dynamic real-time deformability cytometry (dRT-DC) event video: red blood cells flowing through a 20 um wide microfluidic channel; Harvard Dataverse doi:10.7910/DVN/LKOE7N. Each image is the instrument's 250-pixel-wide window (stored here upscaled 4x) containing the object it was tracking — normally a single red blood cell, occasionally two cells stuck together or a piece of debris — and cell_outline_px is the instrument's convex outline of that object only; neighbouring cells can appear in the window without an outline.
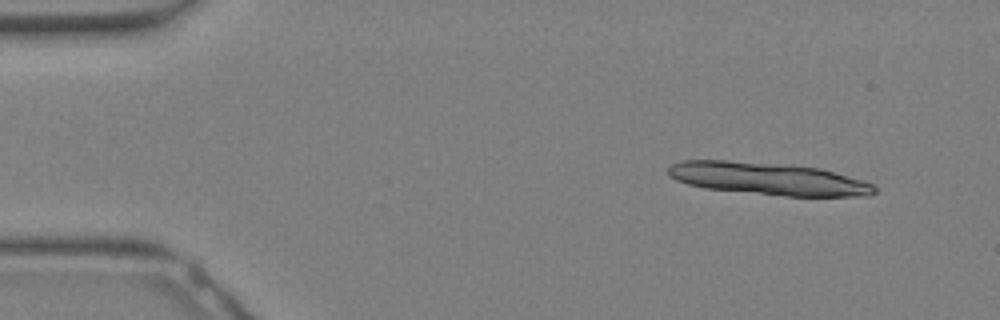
{"species": "Egyptian fruit bat (a non-hibernating species)", "species_latin": "Rousettus aegyptiacus", "temperature_condition": "warm", "stored_images_in_passage": 11, "camera_frame_rate_fps": 3000, "um_per_image_px": 0.085, "animal": {"sex": "female"}, "frame": {"image": 1, "passage_image": 1, "time_ms": 0.0, "image_size_px": [1000, 320], "cell_outline_px": [[876, 192], [868, 196], [784, 196], [704, 188], [688, 184], [676, 180], [668, 176], [668, 168], [672, 164], [680, 160], [728, 160], [784, 164], [820, 168], [876, 184]], "centroid_in_image_um": [65.29, 15.19], "position_along_channel_um": 19.7, "area_um2": 39.13}}
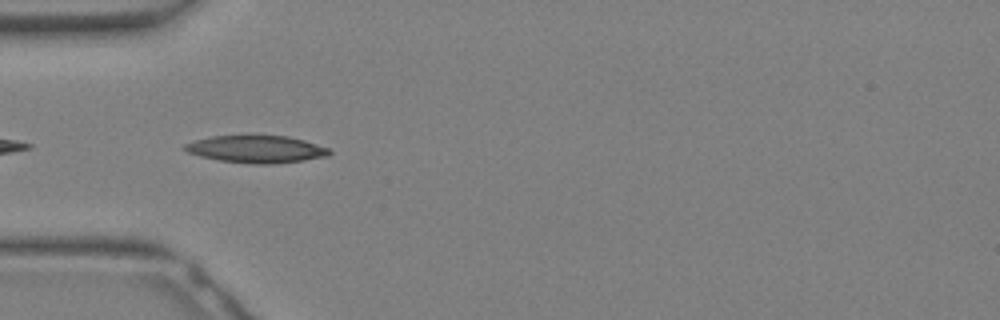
{"frame": {"image": 2, "passage_image": 8, "time_ms": 2.333, "image_size_px": [1000, 320], "cell_outline_px": [[332, 152], [328, 156], [304, 160], [272, 164], [252, 164], [220, 160], [200, 156], [188, 152], [184, 148], [184, 144], [196, 140], [212, 136], [288, 136], [304, 140], [328, 148]], "centroid_in_image_um": [21.81, 12.68], "position_along_channel_um": 63.2, "area_um2": 22.77}}